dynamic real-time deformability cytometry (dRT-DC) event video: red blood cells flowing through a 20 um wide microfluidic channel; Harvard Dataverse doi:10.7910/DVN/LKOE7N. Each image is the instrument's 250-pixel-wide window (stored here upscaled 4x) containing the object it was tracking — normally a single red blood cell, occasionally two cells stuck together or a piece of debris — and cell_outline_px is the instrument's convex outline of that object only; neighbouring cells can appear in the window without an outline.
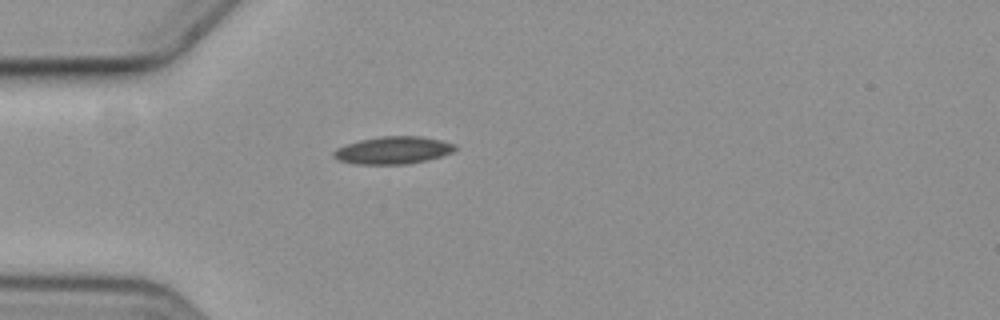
{"species": "common noctule bat (a hibernating species)", "species_latin": "Nyctalus noctula", "temperature_condition": "cold", "stored_images_in_passage": 2, "camera_frame_rate_fps": 3000, "um_per_image_px": 0.085, "animal": {"sex": "female", "body_mass_g": 19.3, "forearm_length_mm": 54.1}, "frame": {"image": 1, "passage_image": 1, "time_ms": 0.0, "image_size_px": [1000, 320], "cell_outline_px": [[456, 148], [452, 152], [428, 160], [408, 164], [352, 164], [336, 160], [332, 156], [332, 152], [336, 148], [360, 140], [380, 136], [420, 136], [440, 140], [456, 144]], "centroid_in_image_um": [33.37, 12.78], "position_along_channel_um": 51.6, "area_um2": 19.54}}